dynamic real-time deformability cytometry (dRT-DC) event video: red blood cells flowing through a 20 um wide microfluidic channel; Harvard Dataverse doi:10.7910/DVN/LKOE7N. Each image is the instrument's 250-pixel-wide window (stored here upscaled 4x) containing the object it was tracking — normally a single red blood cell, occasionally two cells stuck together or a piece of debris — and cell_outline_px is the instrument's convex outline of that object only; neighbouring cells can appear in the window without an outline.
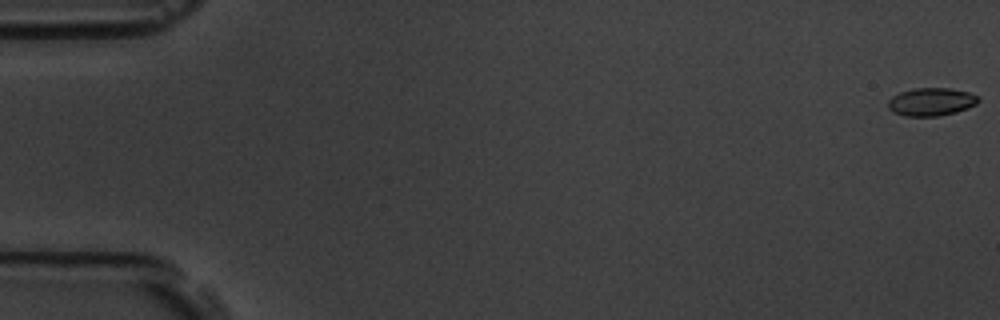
{"species": "common noctule bat (a hibernating species)", "species_latin": "Nyctalus noctula", "temperature_condition": "room temperature", "stored_images_in_passage": 4, "camera_frame_rate_fps": 3000, "um_per_image_px": 0.085, "animal": {"sex": "male", "body_mass_g": 19.5, "forearm_length_mm": 54.6}, "frame": {"image": 1, "passage_image": 1, "time_ms": 0.0, "image_size_px": [1000, 320], "cell_outline_px": [[980, 100], [976, 104], [968, 108], [956, 112], [940, 116], [904, 116], [892, 112], [888, 108], [888, 100], [892, 96], [900, 92], [912, 88], [948, 88], [968, 92], [980, 96]], "centroid_in_image_um": [79.15, 8.65], "position_along_channel_um": 5.9, "area_um2": 14.91}}